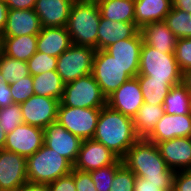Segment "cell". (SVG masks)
Returning <instances> with one entry per match:
<instances>
[{"instance_id":"1","label":"cell","mask_w":191,"mask_h":191,"mask_svg":"<svg viewBox=\"0 0 191 191\" xmlns=\"http://www.w3.org/2000/svg\"><path fill=\"white\" fill-rule=\"evenodd\" d=\"M93 139L122 159L139 137L133 118L105 105L101 108Z\"/></svg>"},{"instance_id":"2","label":"cell","mask_w":191,"mask_h":191,"mask_svg":"<svg viewBox=\"0 0 191 191\" xmlns=\"http://www.w3.org/2000/svg\"><path fill=\"white\" fill-rule=\"evenodd\" d=\"M122 162L136 177L148 182L174 183L175 171L167 166L156 144L145 138H139L130 147Z\"/></svg>"},{"instance_id":"3","label":"cell","mask_w":191,"mask_h":191,"mask_svg":"<svg viewBox=\"0 0 191 191\" xmlns=\"http://www.w3.org/2000/svg\"><path fill=\"white\" fill-rule=\"evenodd\" d=\"M100 18L101 13L96 0H75L66 26L72 43L98 50Z\"/></svg>"},{"instance_id":"4","label":"cell","mask_w":191,"mask_h":191,"mask_svg":"<svg viewBox=\"0 0 191 191\" xmlns=\"http://www.w3.org/2000/svg\"><path fill=\"white\" fill-rule=\"evenodd\" d=\"M28 183L49 184L72 172L73 165L55 150L43 145L26 158Z\"/></svg>"},{"instance_id":"5","label":"cell","mask_w":191,"mask_h":191,"mask_svg":"<svg viewBox=\"0 0 191 191\" xmlns=\"http://www.w3.org/2000/svg\"><path fill=\"white\" fill-rule=\"evenodd\" d=\"M138 74L150 76V80L167 81L172 86L182 83V72L174 53H162L144 43L141 47Z\"/></svg>"},{"instance_id":"6","label":"cell","mask_w":191,"mask_h":191,"mask_svg":"<svg viewBox=\"0 0 191 191\" xmlns=\"http://www.w3.org/2000/svg\"><path fill=\"white\" fill-rule=\"evenodd\" d=\"M60 102L73 108L101 109L106 105V97L92 73L65 84Z\"/></svg>"},{"instance_id":"7","label":"cell","mask_w":191,"mask_h":191,"mask_svg":"<svg viewBox=\"0 0 191 191\" xmlns=\"http://www.w3.org/2000/svg\"><path fill=\"white\" fill-rule=\"evenodd\" d=\"M96 49L90 46L72 45L57 57L56 72L65 84L92 73Z\"/></svg>"},{"instance_id":"8","label":"cell","mask_w":191,"mask_h":191,"mask_svg":"<svg viewBox=\"0 0 191 191\" xmlns=\"http://www.w3.org/2000/svg\"><path fill=\"white\" fill-rule=\"evenodd\" d=\"M101 109L73 108L59 103L57 122L81 140L93 139Z\"/></svg>"},{"instance_id":"9","label":"cell","mask_w":191,"mask_h":191,"mask_svg":"<svg viewBox=\"0 0 191 191\" xmlns=\"http://www.w3.org/2000/svg\"><path fill=\"white\" fill-rule=\"evenodd\" d=\"M92 74L106 98L131 78L125 68L105 50H96Z\"/></svg>"},{"instance_id":"10","label":"cell","mask_w":191,"mask_h":191,"mask_svg":"<svg viewBox=\"0 0 191 191\" xmlns=\"http://www.w3.org/2000/svg\"><path fill=\"white\" fill-rule=\"evenodd\" d=\"M59 103L55 98L32 95L20 104L23 122L44 129L56 122Z\"/></svg>"},{"instance_id":"11","label":"cell","mask_w":191,"mask_h":191,"mask_svg":"<svg viewBox=\"0 0 191 191\" xmlns=\"http://www.w3.org/2000/svg\"><path fill=\"white\" fill-rule=\"evenodd\" d=\"M43 145V129L23 123L7 134L4 149L27 158L33 155Z\"/></svg>"},{"instance_id":"12","label":"cell","mask_w":191,"mask_h":191,"mask_svg":"<svg viewBox=\"0 0 191 191\" xmlns=\"http://www.w3.org/2000/svg\"><path fill=\"white\" fill-rule=\"evenodd\" d=\"M27 179L26 158L15 152L0 150V191H17Z\"/></svg>"},{"instance_id":"13","label":"cell","mask_w":191,"mask_h":191,"mask_svg":"<svg viewBox=\"0 0 191 191\" xmlns=\"http://www.w3.org/2000/svg\"><path fill=\"white\" fill-rule=\"evenodd\" d=\"M44 145L55 150L72 165L77 160L82 140L66 130L57 121L50 123L44 129Z\"/></svg>"},{"instance_id":"14","label":"cell","mask_w":191,"mask_h":191,"mask_svg":"<svg viewBox=\"0 0 191 191\" xmlns=\"http://www.w3.org/2000/svg\"><path fill=\"white\" fill-rule=\"evenodd\" d=\"M120 158L94 139L82 140L73 169L90 172L116 163Z\"/></svg>"},{"instance_id":"15","label":"cell","mask_w":191,"mask_h":191,"mask_svg":"<svg viewBox=\"0 0 191 191\" xmlns=\"http://www.w3.org/2000/svg\"><path fill=\"white\" fill-rule=\"evenodd\" d=\"M143 103V94L137 77L125 81L106 98V105L131 118L137 114Z\"/></svg>"},{"instance_id":"16","label":"cell","mask_w":191,"mask_h":191,"mask_svg":"<svg viewBox=\"0 0 191 191\" xmlns=\"http://www.w3.org/2000/svg\"><path fill=\"white\" fill-rule=\"evenodd\" d=\"M143 38L140 31L132 38L123 39L110 45L105 51L111 55L132 78L139 72V62Z\"/></svg>"},{"instance_id":"17","label":"cell","mask_w":191,"mask_h":191,"mask_svg":"<svg viewBox=\"0 0 191 191\" xmlns=\"http://www.w3.org/2000/svg\"><path fill=\"white\" fill-rule=\"evenodd\" d=\"M156 146L171 170H191V137H175Z\"/></svg>"},{"instance_id":"18","label":"cell","mask_w":191,"mask_h":191,"mask_svg":"<svg viewBox=\"0 0 191 191\" xmlns=\"http://www.w3.org/2000/svg\"><path fill=\"white\" fill-rule=\"evenodd\" d=\"M175 137H191V113L183 115L164 113L145 139L156 144Z\"/></svg>"},{"instance_id":"19","label":"cell","mask_w":191,"mask_h":191,"mask_svg":"<svg viewBox=\"0 0 191 191\" xmlns=\"http://www.w3.org/2000/svg\"><path fill=\"white\" fill-rule=\"evenodd\" d=\"M75 0H37L34 11L42 28L66 27Z\"/></svg>"},{"instance_id":"20","label":"cell","mask_w":191,"mask_h":191,"mask_svg":"<svg viewBox=\"0 0 191 191\" xmlns=\"http://www.w3.org/2000/svg\"><path fill=\"white\" fill-rule=\"evenodd\" d=\"M41 24L34 9L8 11L7 22L1 37H17L23 35H38Z\"/></svg>"},{"instance_id":"21","label":"cell","mask_w":191,"mask_h":191,"mask_svg":"<svg viewBox=\"0 0 191 191\" xmlns=\"http://www.w3.org/2000/svg\"><path fill=\"white\" fill-rule=\"evenodd\" d=\"M72 45L66 27L41 28L40 33L37 35V51L53 57H59Z\"/></svg>"},{"instance_id":"22","label":"cell","mask_w":191,"mask_h":191,"mask_svg":"<svg viewBox=\"0 0 191 191\" xmlns=\"http://www.w3.org/2000/svg\"><path fill=\"white\" fill-rule=\"evenodd\" d=\"M139 31L135 23L111 21L101 16L98 28V50H105L117 41L132 38Z\"/></svg>"},{"instance_id":"23","label":"cell","mask_w":191,"mask_h":191,"mask_svg":"<svg viewBox=\"0 0 191 191\" xmlns=\"http://www.w3.org/2000/svg\"><path fill=\"white\" fill-rule=\"evenodd\" d=\"M143 43L162 53H174L177 37L167 27L164 21L146 24L140 29Z\"/></svg>"},{"instance_id":"24","label":"cell","mask_w":191,"mask_h":191,"mask_svg":"<svg viewBox=\"0 0 191 191\" xmlns=\"http://www.w3.org/2000/svg\"><path fill=\"white\" fill-rule=\"evenodd\" d=\"M135 24L141 29L146 24L164 21L172 8L171 0H134Z\"/></svg>"},{"instance_id":"25","label":"cell","mask_w":191,"mask_h":191,"mask_svg":"<svg viewBox=\"0 0 191 191\" xmlns=\"http://www.w3.org/2000/svg\"><path fill=\"white\" fill-rule=\"evenodd\" d=\"M1 38V52L10 58L27 62L37 52V35Z\"/></svg>"},{"instance_id":"26","label":"cell","mask_w":191,"mask_h":191,"mask_svg":"<svg viewBox=\"0 0 191 191\" xmlns=\"http://www.w3.org/2000/svg\"><path fill=\"white\" fill-rule=\"evenodd\" d=\"M101 16L117 22L135 23L134 0H96Z\"/></svg>"},{"instance_id":"27","label":"cell","mask_w":191,"mask_h":191,"mask_svg":"<svg viewBox=\"0 0 191 191\" xmlns=\"http://www.w3.org/2000/svg\"><path fill=\"white\" fill-rule=\"evenodd\" d=\"M165 113L161 105L143 103L137 114L133 117L134 128L139 138H146L154 129L157 122Z\"/></svg>"},{"instance_id":"28","label":"cell","mask_w":191,"mask_h":191,"mask_svg":"<svg viewBox=\"0 0 191 191\" xmlns=\"http://www.w3.org/2000/svg\"><path fill=\"white\" fill-rule=\"evenodd\" d=\"M34 94L61 100L65 83L56 71H49L32 76Z\"/></svg>"},{"instance_id":"29","label":"cell","mask_w":191,"mask_h":191,"mask_svg":"<svg viewBox=\"0 0 191 191\" xmlns=\"http://www.w3.org/2000/svg\"><path fill=\"white\" fill-rule=\"evenodd\" d=\"M136 77L143 94L144 103L163 106L165 98L173 86L167 81L150 80V76L146 75L138 74Z\"/></svg>"},{"instance_id":"30","label":"cell","mask_w":191,"mask_h":191,"mask_svg":"<svg viewBox=\"0 0 191 191\" xmlns=\"http://www.w3.org/2000/svg\"><path fill=\"white\" fill-rule=\"evenodd\" d=\"M163 107L169 115L191 113V96L187 88L182 83L173 86L165 98Z\"/></svg>"},{"instance_id":"31","label":"cell","mask_w":191,"mask_h":191,"mask_svg":"<svg viewBox=\"0 0 191 191\" xmlns=\"http://www.w3.org/2000/svg\"><path fill=\"white\" fill-rule=\"evenodd\" d=\"M0 73L4 82L13 83L30 75L27 62L13 59L0 51Z\"/></svg>"},{"instance_id":"32","label":"cell","mask_w":191,"mask_h":191,"mask_svg":"<svg viewBox=\"0 0 191 191\" xmlns=\"http://www.w3.org/2000/svg\"><path fill=\"white\" fill-rule=\"evenodd\" d=\"M164 22L177 38H191V14L171 8Z\"/></svg>"},{"instance_id":"33","label":"cell","mask_w":191,"mask_h":191,"mask_svg":"<svg viewBox=\"0 0 191 191\" xmlns=\"http://www.w3.org/2000/svg\"><path fill=\"white\" fill-rule=\"evenodd\" d=\"M123 164L122 159L116 163L90 171L97 191H109L116 170Z\"/></svg>"},{"instance_id":"34","label":"cell","mask_w":191,"mask_h":191,"mask_svg":"<svg viewBox=\"0 0 191 191\" xmlns=\"http://www.w3.org/2000/svg\"><path fill=\"white\" fill-rule=\"evenodd\" d=\"M23 123L20 104L13 103L0 108V125L6 134L11 133L18 125Z\"/></svg>"},{"instance_id":"35","label":"cell","mask_w":191,"mask_h":191,"mask_svg":"<svg viewBox=\"0 0 191 191\" xmlns=\"http://www.w3.org/2000/svg\"><path fill=\"white\" fill-rule=\"evenodd\" d=\"M57 61V57H53L37 51L27 61L30 75L35 76L49 71H56Z\"/></svg>"},{"instance_id":"36","label":"cell","mask_w":191,"mask_h":191,"mask_svg":"<svg viewBox=\"0 0 191 191\" xmlns=\"http://www.w3.org/2000/svg\"><path fill=\"white\" fill-rule=\"evenodd\" d=\"M13 103L21 104L34 95L33 78L31 75L9 84Z\"/></svg>"},{"instance_id":"37","label":"cell","mask_w":191,"mask_h":191,"mask_svg":"<svg viewBox=\"0 0 191 191\" xmlns=\"http://www.w3.org/2000/svg\"><path fill=\"white\" fill-rule=\"evenodd\" d=\"M134 173L122 164L115 172L109 191H134Z\"/></svg>"},{"instance_id":"38","label":"cell","mask_w":191,"mask_h":191,"mask_svg":"<svg viewBox=\"0 0 191 191\" xmlns=\"http://www.w3.org/2000/svg\"><path fill=\"white\" fill-rule=\"evenodd\" d=\"M174 56L181 72L191 69V38H178Z\"/></svg>"},{"instance_id":"39","label":"cell","mask_w":191,"mask_h":191,"mask_svg":"<svg viewBox=\"0 0 191 191\" xmlns=\"http://www.w3.org/2000/svg\"><path fill=\"white\" fill-rule=\"evenodd\" d=\"M48 191H76L74 169L72 172L47 184Z\"/></svg>"},{"instance_id":"40","label":"cell","mask_w":191,"mask_h":191,"mask_svg":"<svg viewBox=\"0 0 191 191\" xmlns=\"http://www.w3.org/2000/svg\"><path fill=\"white\" fill-rule=\"evenodd\" d=\"M174 183H153L141 177L135 178L134 191H173Z\"/></svg>"},{"instance_id":"41","label":"cell","mask_w":191,"mask_h":191,"mask_svg":"<svg viewBox=\"0 0 191 191\" xmlns=\"http://www.w3.org/2000/svg\"><path fill=\"white\" fill-rule=\"evenodd\" d=\"M76 191H97L90 172L74 169Z\"/></svg>"},{"instance_id":"42","label":"cell","mask_w":191,"mask_h":191,"mask_svg":"<svg viewBox=\"0 0 191 191\" xmlns=\"http://www.w3.org/2000/svg\"><path fill=\"white\" fill-rule=\"evenodd\" d=\"M173 191H191V170L175 172Z\"/></svg>"},{"instance_id":"43","label":"cell","mask_w":191,"mask_h":191,"mask_svg":"<svg viewBox=\"0 0 191 191\" xmlns=\"http://www.w3.org/2000/svg\"><path fill=\"white\" fill-rule=\"evenodd\" d=\"M13 104L9 83L4 82V77L0 73V108Z\"/></svg>"},{"instance_id":"44","label":"cell","mask_w":191,"mask_h":191,"mask_svg":"<svg viewBox=\"0 0 191 191\" xmlns=\"http://www.w3.org/2000/svg\"><path fill=\"white\" fill-rule=\"evenodd\" d=\"M9 10L34 9L37 0H4Z\"/></svg>"},{"instance_id":"45","label":"cell","mask_w":191,"mask_h":191,"mask_svg":"<svg viewBox=\"0 0 191 191\" xmlns=\"http://www.w3.org/2000/svg\"><path fill=\"white\" fill-rule=\"evenodd\" d=\"M8 11L9 8L7 7L5 1L0 0V34H2L5 29Z\"/></svg>"},{"instance_id":"46","label":"cell","mask_w":191,"mask_h":191,"mask_svg":"<svg viewBox=\"0 0 191 191\" xmlns=\"http://www.w3.org/2000/svg\"><path fill=\"white\" fill-rule=\"evenodd\" d=\"M172 8L183 10L191 14V0H171Z\"/></svg>"},{"instance_id":"47","label":"cell","mask_w":191,"mask_h":191,"mask_svg":"<svg viewBox=\"0 0 191 191\" xmlns=\"http://www.w3.org/2000/svg\"><path fill=\"white\" fill-rule=\"evenodd\" d=\"M17 191H48L46 184L25 183Z\"/></svg>"},{"instance_id":"48","label":"cell","mask_w":191,"mask_h":191,"mask_svg":"<svg viewBox=\"0 0 191 191\" xmlns=\"http://www.w3.org/2000/svg\"><path fill=\"white\" fill-rule=\"evenodd\" d=\"M182 84L187 88L191 96V69L182 72Z\"/></svg>"},{"instance_id":"49","label":"cell","mask_w":191,"mask_h":191,"mask_svg":"<svg viewBox=\"0 0 191 191\" xmlns=\"http://www.w3.org/2000/svg\"><path fill=\"white\" fill-rule=\"evenodd\" d=\"M6 132L4 131V129L1 128L0 125V150L4 149L5 143H6Z\"/></svg>"},{"instance_id":"50","label":"cell","mask_w":191,"mask_h":191,"mask_svg":"<svg viewBox=\"0 0 191 191\" xmlns=\"http://www.w3.org/2000/svg\"><path fill=\"white\" fill-rule=\"evenodd\" d=\"M1 43H2V38H1V34H0V51H1Z\"/></svg>"}]
</instances>
